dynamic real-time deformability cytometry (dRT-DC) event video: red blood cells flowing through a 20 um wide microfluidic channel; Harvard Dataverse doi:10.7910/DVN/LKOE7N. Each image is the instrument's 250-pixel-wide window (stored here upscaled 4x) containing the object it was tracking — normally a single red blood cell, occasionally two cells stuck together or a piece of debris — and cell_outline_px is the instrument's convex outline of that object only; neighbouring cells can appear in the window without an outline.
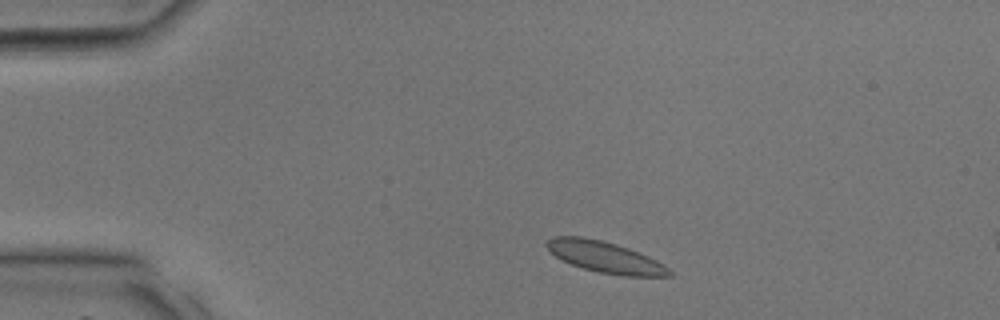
{"species": "common noctule bat (a hibernating species)", "species_latin": "Nyctalus noctula", "temperature_condition": "room temperature", "stored_images_in_passage": 4, "camera_frame_rate_fps": 3000, "um_per_image_px": 0.085, "animal": {"sex": "male", "body_mass_g": 17.9, "forearm_length_mm": 54.2}, "frame": {"image": 1, "passage_image": 2, "time_ms": 0.333, "image_size_px": [1000, 320], "cell_outline_px": [[672, 276], [624, 276], [600, 272], [584, 268], [560, 260], [548, 252], [544, 244], [552, 236], [580, 236], [600, 240], [616, 244], [628, 248], [648, 256], [664, 264], [672, 272]], "centroid_in_image_um": [51.38, 21.84], "position_along_channel_um": 33.6, "area_um2": 22.31}}